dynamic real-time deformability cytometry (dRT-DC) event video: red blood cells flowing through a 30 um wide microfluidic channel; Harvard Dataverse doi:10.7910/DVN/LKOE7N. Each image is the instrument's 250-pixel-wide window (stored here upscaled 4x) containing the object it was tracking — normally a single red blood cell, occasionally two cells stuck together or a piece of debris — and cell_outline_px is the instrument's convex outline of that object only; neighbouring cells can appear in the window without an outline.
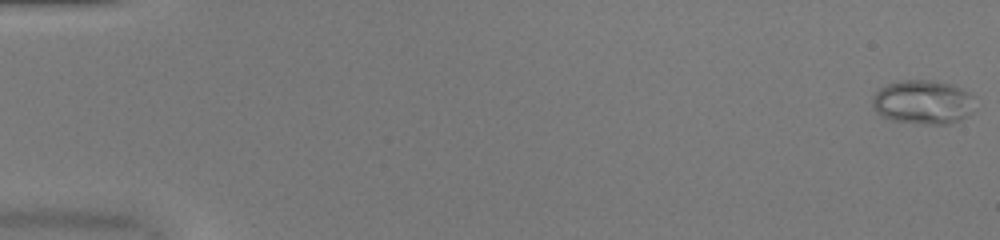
{"species": "common noctule bat (a hibernating species)", "species_latin": "Nyctalus noctula", "temperature_condition": "warm", "stored_images_in_passage": 52, "camera_frame_rate_fps": 3000, "um_per_image_px": 0.085, "animal": {"sex": "female", "body_mass_g": 20.0, "forearm_length_mm": 54.0}, "frame": {"image": 1, "passage_image": 1, "time_ms": 0.0, "image_size_px": [1000, 240], "cell_outline_px": [[972, 112], [960, 120], [948, 124], [920, 124], [892, 120], [880, 116], [872, 108], [872, 96], [880, 88], [888, 84], [900, 80], [936, 80], [952, 84], [968, 92], [972, 96]], "centroid_in_image_um": [78.41, 8.68], "position_along_channel_um": 6.6, "area_um2": 26.53}}
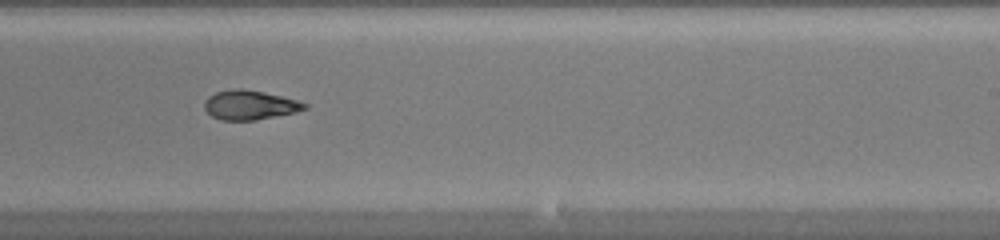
{"frame": {"image": 2, "passage_image": 33, "time_ms": 10.667, "image_size_px": [1000, 240], "cell_outline_px": [[308, 108], [296, 112], [256, 120], [220, 120], [212, 116], [204, 108], [204, 100], [208, 96], [216, 92], [236, 88], [240, 88], [264, 92], [296, 100], [308, 104]], "centroid_in_image_um": [21.21, 8.93], "position_along_channel_um": 267.8, "area_um2": 17.11}}
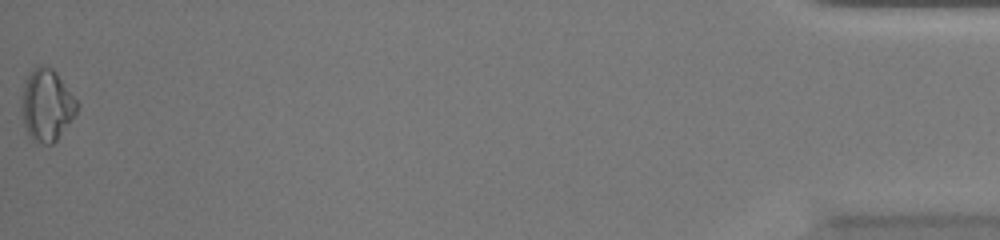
{"frame": {"image": 3, "passage_image": 52, "time_ms": 17.0, "image_size_px": [1000, 240], "cell_outline_px": [[80, 104], [76, 112], [56, 140], [52, 144], [44, 144], [32, 140], [28, 136], [20, 112], [20, 96], [24, 80], [36, 64], [40, 64], [52, 68], [56, 72]], "centroid_in_image_um": [3.92, 8.9], "position_along_channel_um": 431.3, "area_um2": 23.58}, "authors_computed_cell_mechanics": {"area_um2": 19.1029, "velocity_mm_per_s": 4.0632, "shape_relaxation_time_tau1_ms": null, "shape_relaxation_time_tau2_ms": 2.7427, "deformation_change_tau1": null, "deformation_change_tau2": 0.0803}}